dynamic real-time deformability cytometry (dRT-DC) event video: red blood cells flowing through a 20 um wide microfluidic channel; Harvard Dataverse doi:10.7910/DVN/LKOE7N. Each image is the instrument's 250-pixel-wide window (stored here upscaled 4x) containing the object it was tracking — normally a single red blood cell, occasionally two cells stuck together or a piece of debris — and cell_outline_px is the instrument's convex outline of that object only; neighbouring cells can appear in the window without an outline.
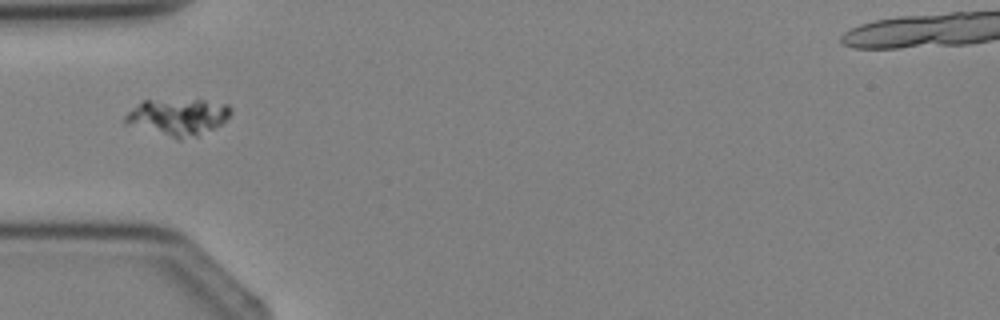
{"species": "Egyptian fruit bat (a non-hibernating species)", "species_latin": "Rousettus aegyptiacus", "temperature_condition": "cold", "stored_images_in_passage": 1, "camera_frame_rate_fps": 3000, "um_per_image_px": 0.085, "animal": {"sex": "female"}, "frame": {"image": 1, "passage_image": 1, "time_ms": 0.0, "image_size_px": [1000, 320], "cell_outline_px": [[232, 112], [220, 124], [196, 136], [180, 140], [176, 140], [124, 124], [124, 116], [140, 100], [204, 100], [228, 104], [232, 108]], "centroid_in_image_um": [15.06, 9.95], "position_along_channel_um": 69.9, "area_um2": 22.89}}